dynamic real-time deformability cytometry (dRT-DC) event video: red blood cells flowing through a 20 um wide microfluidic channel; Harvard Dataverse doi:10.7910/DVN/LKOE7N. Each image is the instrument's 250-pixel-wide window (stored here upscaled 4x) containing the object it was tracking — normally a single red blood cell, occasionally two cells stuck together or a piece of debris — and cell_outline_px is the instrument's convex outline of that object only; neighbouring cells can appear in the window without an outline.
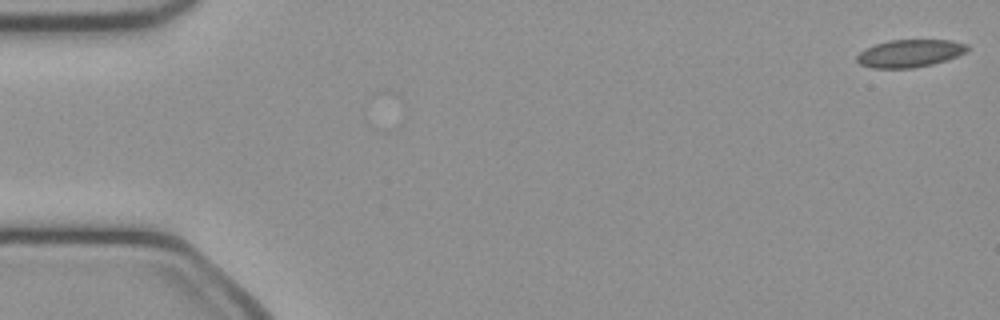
{"species": "common noctule bat (a hibernating species)", "species_latin": "Nyctalus noctula", "temperature_condition": "cold", "stored_images_in_passage": 14, "camera_frame_rate_fps": 3000, "um_per_image_px": 0.085, "animal": {"sex": "female", "body_mass_g": 21.9}, "frame": {"image": 1, "passage_image": 1, "time_ms": 0.0, "image_size_px": [1000, 320], "cell_outline_px": [[968, 48], [964, 52], [956, 56], [932, 64], [912, 68], [872, 68], [860, 64], [856, 60], [856, 56], [864, 48], [888, 40], [952, 40], [968, 44]], "centroid_in_image_um": [77.29, 4.53], "position_along_channel_um": 7.7, "area_um2": 17.69}}
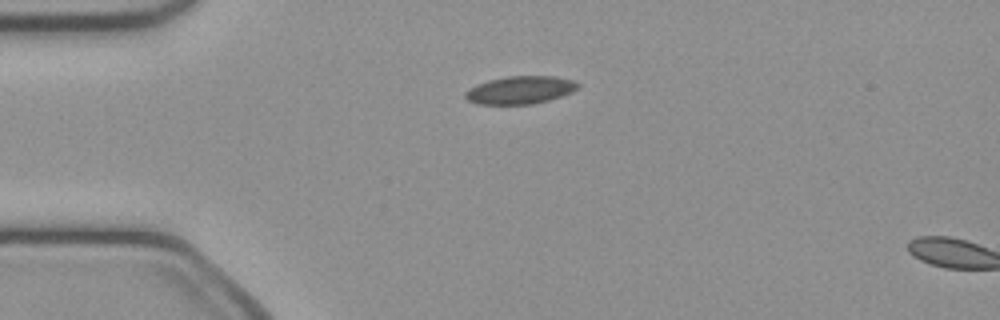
{"frame": {"image": 2, "passage_image": 12, "time_ms": 3.667, "image_size_px": [1000, 320], "cell_outline_px": [[580, 84], [572, 92], [548, 100], [532, 104], [476, 104], [468, 100], [464, 96], [464, 92], [468, 88], [476, 84], [488, 80], [508, 76], [556, 76], [572, 80]], "centroid_in_image_um": [44.17, 7.64], "position_along_channel_um": 40.8, "area_um2": 18.26}}